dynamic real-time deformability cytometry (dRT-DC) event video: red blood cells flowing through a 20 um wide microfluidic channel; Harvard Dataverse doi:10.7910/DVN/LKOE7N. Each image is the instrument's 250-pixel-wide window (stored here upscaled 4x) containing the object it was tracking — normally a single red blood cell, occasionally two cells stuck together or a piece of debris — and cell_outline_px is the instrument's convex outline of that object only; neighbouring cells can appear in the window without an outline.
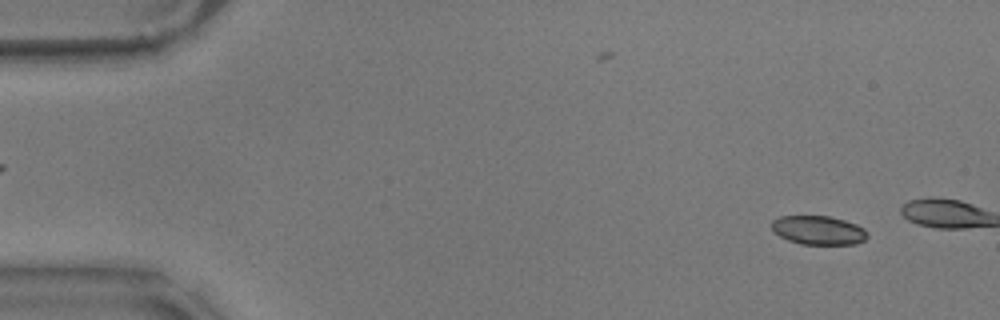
{"species": "common noctule bat (a hibernating species)", "species_latin": "Nyctalus noctula", "temperature_condition": "warm", "stored_images_in_passage": 14, "camera_frame_rate_fps": 3000, "um_per_image_px": 0.085, "animal": {"sex": "male", "body_mass_g": 17.9}, "frame": {"image": 1, "passage_image": 5, "time_ms": 1.333, "image_size_px": [1000, 320], "cell_outline_px": [[868, 236], [864, 240], [856, 244], [800, 244], [788, 240], [780, 236], [772, 228], [772, 220], [780, 216], [828, 216], [844, 220], [856, 224], [864, 228]], "centroid_in_image_um": [69.57, 19.57], "position_along_channel_um": 15.4, "area_um2": 16.01}}